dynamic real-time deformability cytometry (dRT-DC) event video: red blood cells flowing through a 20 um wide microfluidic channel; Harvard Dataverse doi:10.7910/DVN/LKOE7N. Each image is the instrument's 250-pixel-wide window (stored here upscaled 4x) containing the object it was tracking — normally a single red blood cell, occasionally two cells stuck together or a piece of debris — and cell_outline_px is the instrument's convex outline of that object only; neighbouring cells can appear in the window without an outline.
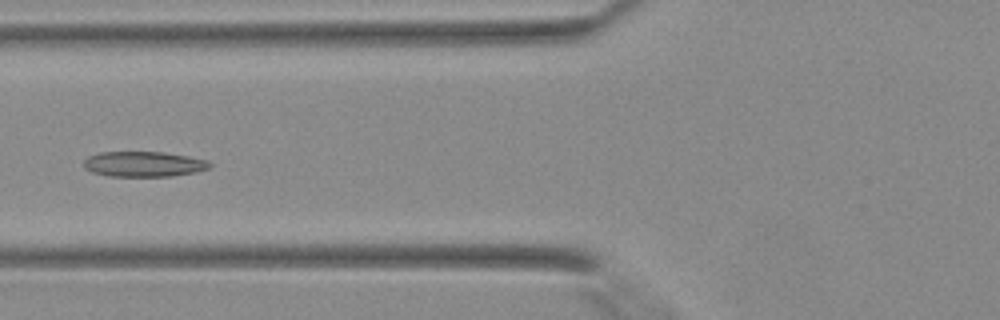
{"species": "Egyptian fruit bat (a non-hibernating species)", "species_latin": "Rousettus aegyptiacus", "temperature_condition": "warm", "stored_images_in_passage": 40, "camera_frame_rate_fps": 3000, "um_per_image_px": 0.085, "animal": {"sex": "female"}, "frame": {"image": 1, "passage_image": 15, "time_ms": 4.667, "image_size_px": [1000, 320], "cell_outline_px": [[212, 164], [208, 168], [196, 172], [172, 176], [108, 176], [92, 172], [84, 168], [84, 160], [88, 156], [100, 152], [164, 152], [188, 156], [208, 160]], "centroid_in_image_um": [12.21, 13.94], "position_along_channel_um": 113.6, "area_um2": 18.61}}
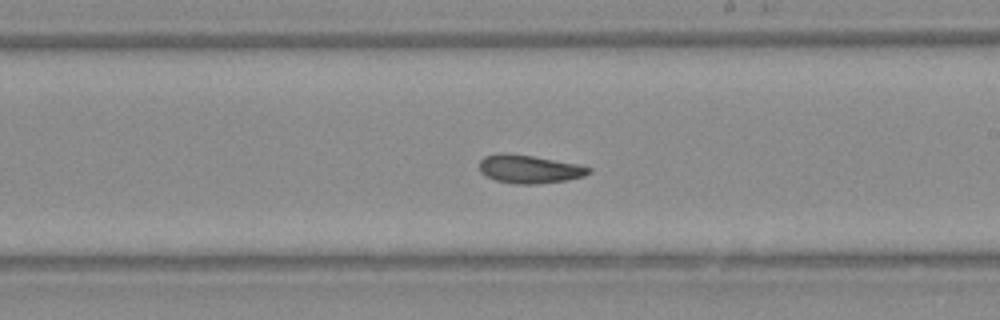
{"frame": {"image": 2, "passage_image": 23, "time_ms": 7.333, "image_size_px": [1000, 320], "cell_outline_px": [[592, 172], [584, 176], [568, 180], [536, 184], [516, 184], [496, 180], [484, 176], [480, 172], [480, 160], [484, 156], [504, 152], [532, 156], [580, 164], [592, 168]], "centroid_in_image_um": [45.01, 14.37], "position_along_channel_um": 244.0, "area_um2": 18.21}}
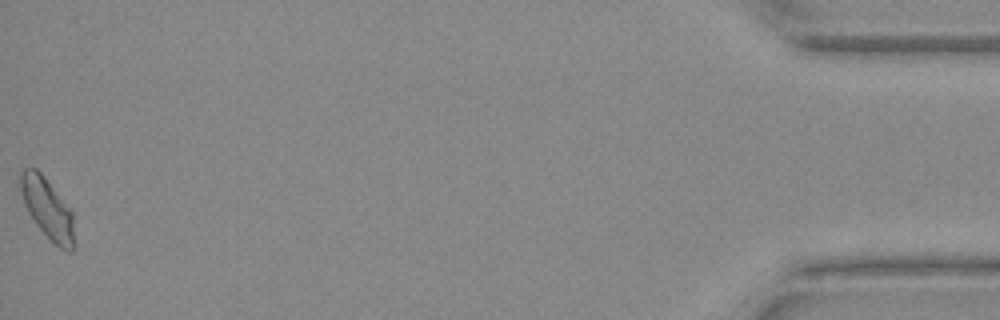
{"frame": {"image": 3, "passage_image": 40, "time_ms": 13.0, "image_size_px": [1000, 320], "cell_outline_px": [[72, 252], [68, 252], [60, 248], [36, 224], [28, 212], [24, 204], [20, 192], [20, 172], [24, 168], [36, 168], [44, 176], [72, 212]], "centroid_in_image_um": [3.98, 17.67], "position_along_channel_um": 431.2, "area_um2": 18.32}}